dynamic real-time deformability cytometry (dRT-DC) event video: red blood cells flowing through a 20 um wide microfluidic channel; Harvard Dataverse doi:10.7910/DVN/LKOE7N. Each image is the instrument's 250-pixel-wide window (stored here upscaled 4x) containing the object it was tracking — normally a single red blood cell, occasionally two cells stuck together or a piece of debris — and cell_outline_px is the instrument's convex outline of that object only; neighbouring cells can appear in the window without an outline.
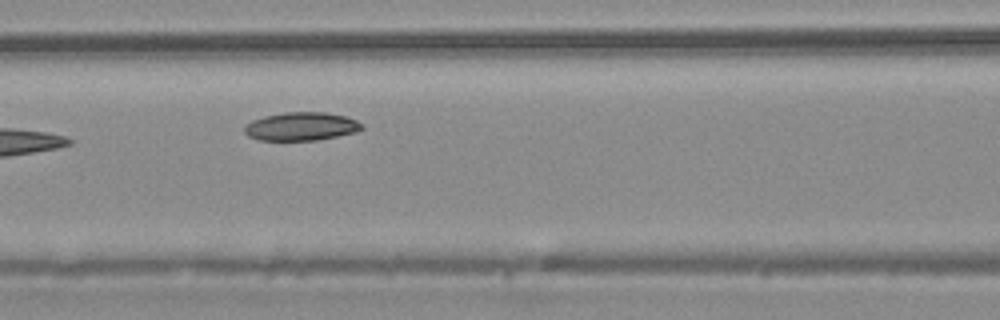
{"species": "common noctule bat (a hibernating species)", "species_latin": "Nyctalus noctula", "temperature_condition": "warm", "stored_images_in_passage": 5, "camera_frame_rate_fps": 3000, "um_per_image_px": 0.085, "animal": {"sex": "male", "body_mass_g": 20.4}, "frame": {"image": 1, "passage_image": 5, "time_ms": 1.333, "image_size_px": [1000, 320], "cell_outline_px": [[364, 128], [356, 132], [316, 140], [260, 140], [248, 136], [244, 132], [244, 124], [252, 120], [264, 116], [284, 112], [324, 112], [344, 116], [356, 120], [364, 124]], "centroid_in_image_um": [25.59, 10.74], "position_along_channel_um": 141.0, "area_um2": 19.42}}